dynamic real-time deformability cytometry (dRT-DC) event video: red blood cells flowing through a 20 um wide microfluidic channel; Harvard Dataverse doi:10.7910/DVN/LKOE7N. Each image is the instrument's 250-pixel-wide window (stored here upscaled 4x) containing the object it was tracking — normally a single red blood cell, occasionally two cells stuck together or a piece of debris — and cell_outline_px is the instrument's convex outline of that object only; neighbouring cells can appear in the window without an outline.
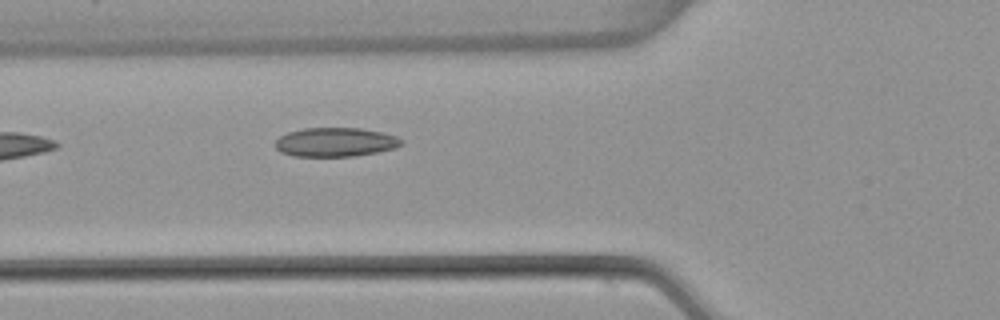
{"species": "common noctule bat (a hibernating species)", "species_latin": "Nyctalus noctula", "temperature_condition": "warm", "stored_images_in_passage": 6, "camera_frame_rate_fps": 3000, "um_per_image_px": 0.085, "animal": {"sex": "female", "body_mass_g": 22.7, "forearm_length_mm": 54.2}, "frame": {"image": 1, "passage_image": 6, "time_ms": 1.667, "image_size_px": [1000, 320], "cell_outline_px": [[404, 144], [396, 148], [376, 152], [352, 156], [292, 156], [280, 152], [276, 148], [276, 140], [280, 136], [288, 132], [304, 128], [360, 128], [380, 132], [396, 136], [404, 140]], "centroid_in_image_um": [28.52, 12.08], "position_along_channel_um": 97.3, "area_um2": 21.33}}